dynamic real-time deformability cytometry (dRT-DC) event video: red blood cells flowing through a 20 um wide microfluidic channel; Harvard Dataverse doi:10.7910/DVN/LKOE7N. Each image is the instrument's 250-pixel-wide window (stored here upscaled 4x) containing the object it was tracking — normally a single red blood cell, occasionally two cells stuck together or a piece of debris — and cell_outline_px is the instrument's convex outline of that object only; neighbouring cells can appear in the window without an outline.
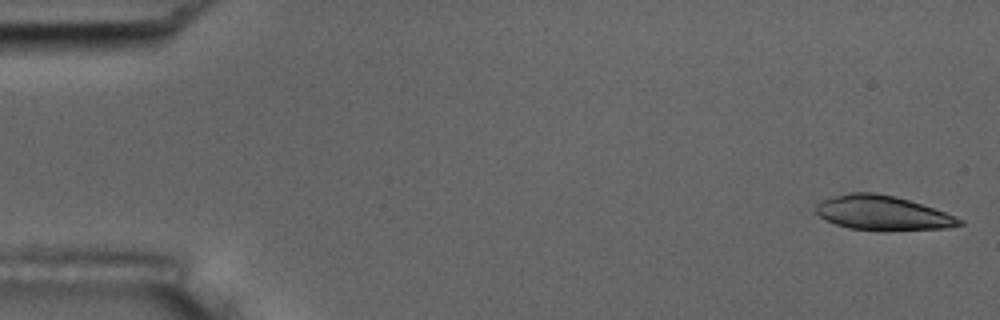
{"species": "common noctule bat (a hibernating species)", "species_latin": "Nyctalus noctula", "temperature_condition": "room temperature", "stored_images_in_passage": 53, "camera_frame_rate_fps": 3000, "um_per_image_px": 0.085, "animal": {"sex": "male", "body_mass_g": 17.5, "forearm_length_mm": 52.3}, "frame": {"image": 1, "passage_image": 1, "time_ms": 0.0, "image_size_px": [1000, 320], "cell_outline_px": [[964, 224], [944, 228], [884, 232], [848, 228], [824, 220], [812, 212], [816, 204], [824, 200], [848, 192], [876, 192], [908, 200], [944, 212], [964, 220]], "centroid_in_image_um": [74.96, 18.13], "position_along_channel_um": 10.0, "area_um2": 29.13}}
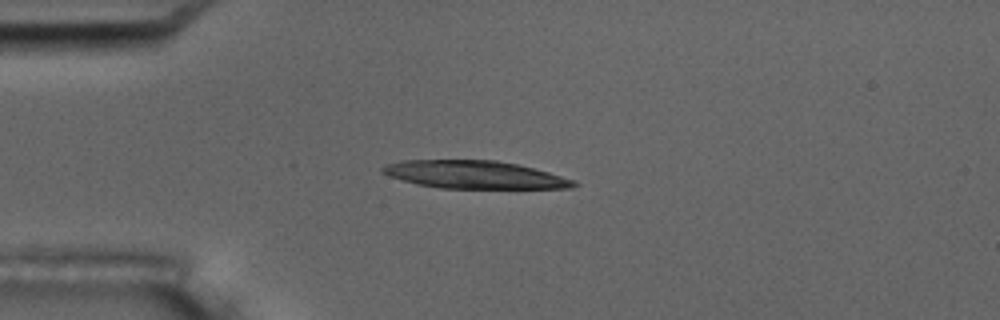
{"frame": {"image": 2, "passage_image": 13, "time_ms": 4.0, "image_size_px": [1000, 320], "cell_outline_px": [[580, 184], [572, 188], [440, 188], [416, 184], [380, 172], [380, 168], [384, 164], [400, 160], [496, 160], [516, 164], [548, 172], [576, 180]], "centroid_in_image_um": [40.33, 14.84], "position_along_channel_um": 44.7, "area_um2": 30.98}}